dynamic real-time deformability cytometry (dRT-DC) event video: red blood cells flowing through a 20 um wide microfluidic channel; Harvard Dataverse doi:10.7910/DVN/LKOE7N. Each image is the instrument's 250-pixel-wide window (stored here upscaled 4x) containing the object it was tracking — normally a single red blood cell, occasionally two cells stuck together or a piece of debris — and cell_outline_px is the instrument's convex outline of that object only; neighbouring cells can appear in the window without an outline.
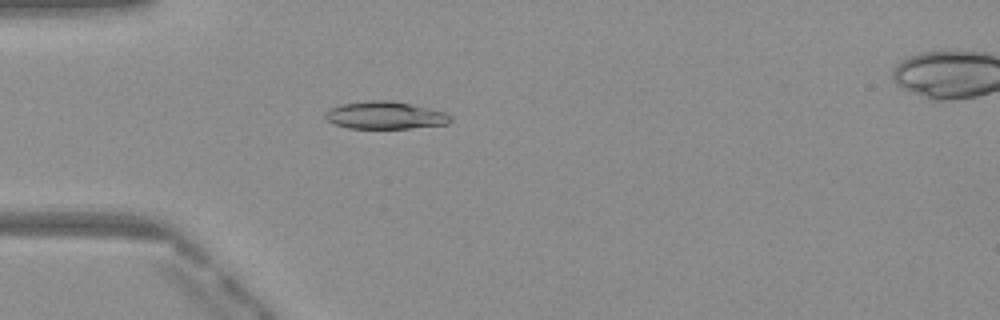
{"species": "Egyptian fruit bat (a non-hibernating species)", "species_latin": "Rousettus aegyptiacus", "temperature_condition": "warm", "stored_images_in_passage": 40, "camera_frame_rate_fps": 3000, "um_per_image_px": 0.085, "frame": {"image": 1, "passage_image": 5, "time_ms": 1.333, "image_size_px": [1000, 320], "cell_outline_px": [[452, 120], [448, 124], [408, 128], [348, 128], [332, 124], [324, 116], [332, 108], [344, 104], [364, 100], [388, 100], [408, 104], [444, 112], [452, 116]], "centroid_in_image_um": [32.74, 9.81], "position_along_channel_um": 52.3, "area_um2": 19.77}}
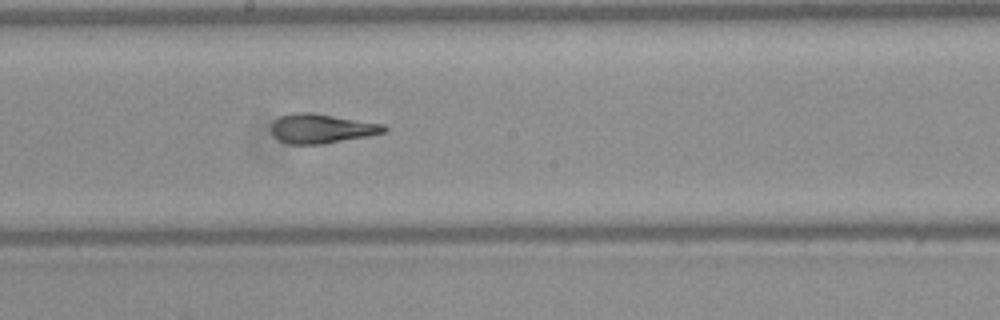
{"frame": {"image": 2, "passage_image": 18, "time_ms": 5.667, "image_size_px": [1000, 320], "cell_outline_px": [[388, 128], [384, 132], [368, 136], [324, 144], [288, 144], [272, 136], [272, 124], [280, 116], [296, 112], [312, 112], [384, 124]], "centroid_in_image_um": [27.33, 10.93], "position_along_channel_um": 220.9, "area_um2": 19.31}}
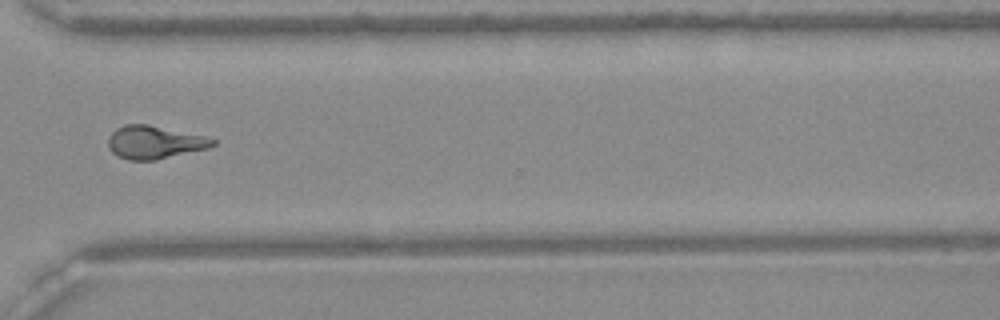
{"frame": {"image": 3, "passage_image": 28, "time_ms": 9.0, "image_size_px": [1000, 320], "cell_outline_px": [[216, 144], [208, 148], [156, 160], [128, 160], [112, 152], [108, 148], [108, 136], [116, 128], [124, 124], [148, 124], [208, 136], [216, 140]], "centroid_in_image_um": [13.14, 12.08], "position_along_channel_um": 357.5, "area_um2": 20.29}, "authors_computed_cell_mechanics": {"area_um2": 19.4208, "velocity_mm_per_s": 4.0933, "shape_relaxation_time_tau1_ms": 7.5072, "shape_relaxation_time_tau2_ms": 1.4811, "deformation_change_tau1": 0.2346, "deformation_change_tau2": 0.07}}